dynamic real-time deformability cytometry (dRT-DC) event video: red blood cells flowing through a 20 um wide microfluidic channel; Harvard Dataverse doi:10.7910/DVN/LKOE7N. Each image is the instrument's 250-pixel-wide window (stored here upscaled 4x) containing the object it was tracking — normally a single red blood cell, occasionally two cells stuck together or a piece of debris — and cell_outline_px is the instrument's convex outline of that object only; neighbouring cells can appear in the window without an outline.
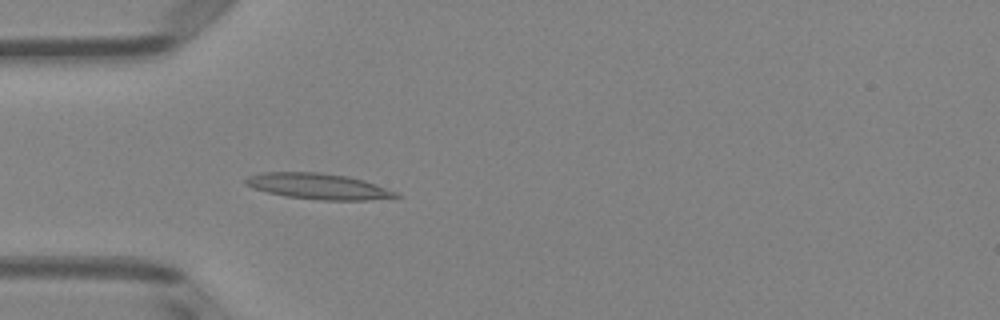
{"species": "Egyptian fruit bat (a non-hibernating species)", "species_latin": "Rousettus aegyptiacus", "temperature_condition": "room temperature", "stored_images_in_passage": 38, "camera_frame_rate_fps": 3000, "um_per_image_px": 0.085, "animal": {"sex": "female"}, "frame": {"image": 1, "passage_image": 4, "time_ms": 1.0, "image_size_px": [1000, 320], "cell_outline_px": [[404, 196], [368, 200], [320, 200], [288, 196], [268, 192], [252, 188], [244, 184], [244, 180], [248, 176], [264, 172], [320, 172], [348, 176], [364, 180], [376, 184], [396, 192]], "centroid_in_image_um": [27.06, 15.83], "position_along_channel_um": 57.9, "area_um2": 22.6}}
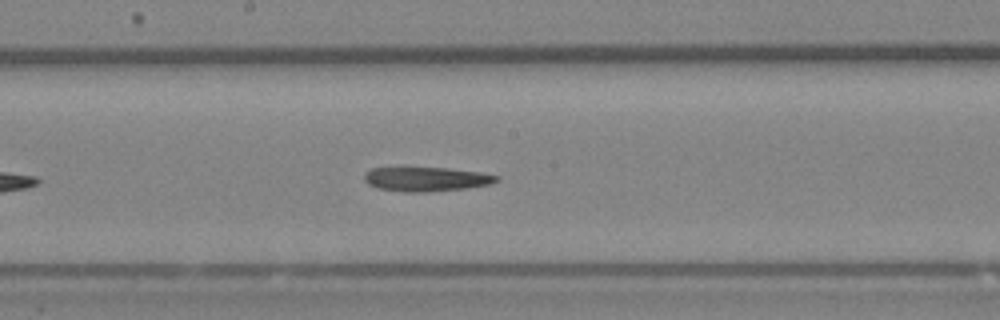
{"frame": {"image": 2, "passage_image": 16, "time_ms": 5.0, "image_size_px": [1000, 320], "cell_outline_px": [[500, 180], [492, 184], [464, 188], [428, 192], [404, 192], [376, 188], [368, 184], [364, 180], [364, 172], [372, 168], [396, 164], [404, 164], [448, 168], [480, 172], [500, 176]], "centroid_in_image_um": [36.13, 15.16], "position_along_channel_um": 212.1, "area_um2": 20.0}}
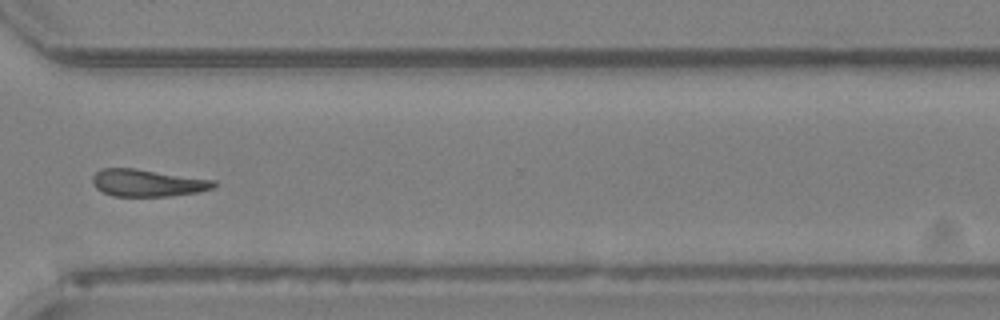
{"frame": {"image": 3, "passage_image": 27, "time_ms": 8.667, "image_size_px": [1000, 320], "cell_outline_px": [[216, 184], [212, 188], [200, 192], [168, 196], [112, 196], [96, 188], [92, 184], [92, 176], [100, 168], [132, 168], [216, 180]], "centroid_in_image_um": [12.52, 15.55], "position_along_channel_um": 358.1, "area_um2": 19.19}}